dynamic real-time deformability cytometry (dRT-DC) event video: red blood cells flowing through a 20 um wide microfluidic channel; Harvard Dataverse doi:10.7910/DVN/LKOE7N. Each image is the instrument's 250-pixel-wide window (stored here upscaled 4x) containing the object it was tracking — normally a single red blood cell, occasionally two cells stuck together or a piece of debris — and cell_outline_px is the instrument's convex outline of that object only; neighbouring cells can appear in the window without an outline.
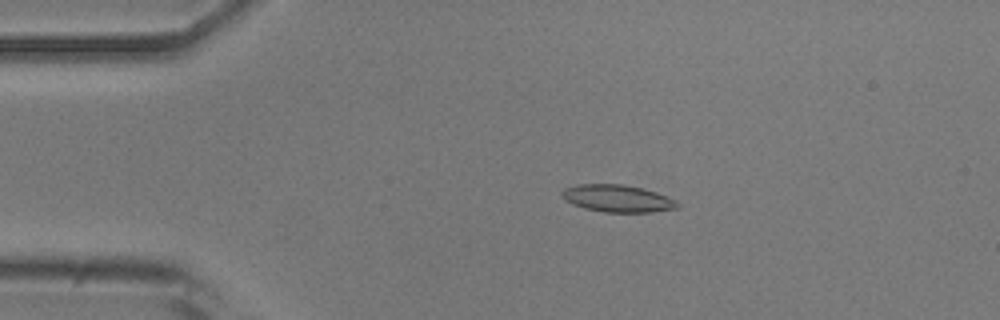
{"species": "common noctule bat (a hibernating species)", "species_latin": "Nyctalus noctula", "temperature_condition": "room temperature", "stored_images_in_passage": 42, "camera_frame_rate_fps": 3000, "um_per_image_px": 0.085, "animal": {"sex": "male", "body_mass_g": 20.5, "forearm_length_mm": 52.5}, "frame": {"image": 1, "passage_image": 10, "time_ms": 3.0, "image_size_px": [1000, 320], "cell_outline_px": [[680, 204], [676, 208], [648, 212], [604, 212], [584, 208], [572, 204], [564, 200], [560, 192], [564, 188], [576, 184], [624, 184], [644, 188], [656, 192], [676, 200]], "centroid_in_image_um": [52.45, 16.85], "position_along_channel_um": 32.6, "area_um2": 18.44}}
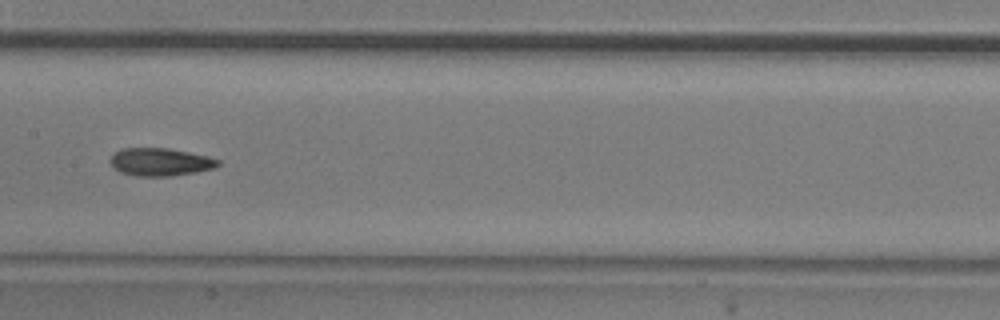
{"frame": {"image": 2, "passage_image": 26, "time_ms": 8.333, "image_size_px": [1000, 320], "cell_outline_px": [[220, 164], [216, 168], [196, 172], [172, 176], [136, 176], [120, 172], [108, 160], [120, 148], [168, 148], [208, 156], [220, 160]], "centroid_in_image_um": [13.65, 13.77], "position_along_channel_um": 193.8, "area_um2": 17.51}}
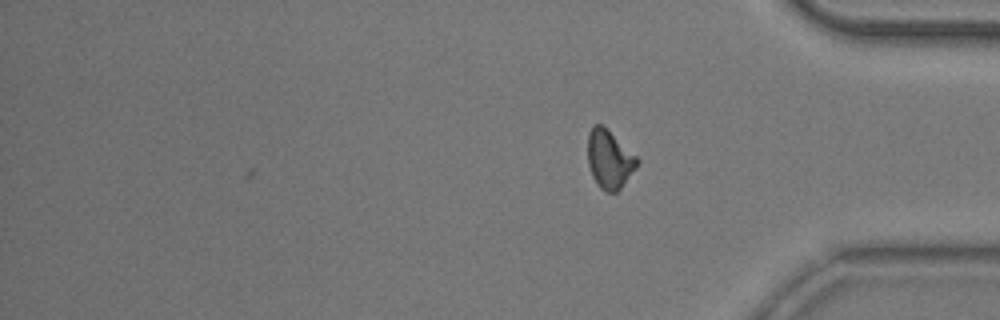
{"frame": {"image": 3, "passage_image": 42, "time_ms": 13.667, "image_size_px": [1000, 320], "cell_outline_px": [[640, 160], [636, 168], [620, 188], [616, 192], [604, 192], [596, 184], [592, 176], [588, 164], [588, 132], [592, 124], [604, 124]], "centroid_in_image_um": [51.78, 13.51], "position_along_channel_um": 383.4, "area_um2": 17.05}, "authors_computed_cell_mechanics": {"area_um2": 17.4845, "velocity_mm_per_s": 3.7908, "shape_relaxation_time_tau1_ms": null, "shape_relaxation_time_tau2_ms": 5.61, "deformation_change_tau1": null, "deformation_change_tau2": 0.1363}}